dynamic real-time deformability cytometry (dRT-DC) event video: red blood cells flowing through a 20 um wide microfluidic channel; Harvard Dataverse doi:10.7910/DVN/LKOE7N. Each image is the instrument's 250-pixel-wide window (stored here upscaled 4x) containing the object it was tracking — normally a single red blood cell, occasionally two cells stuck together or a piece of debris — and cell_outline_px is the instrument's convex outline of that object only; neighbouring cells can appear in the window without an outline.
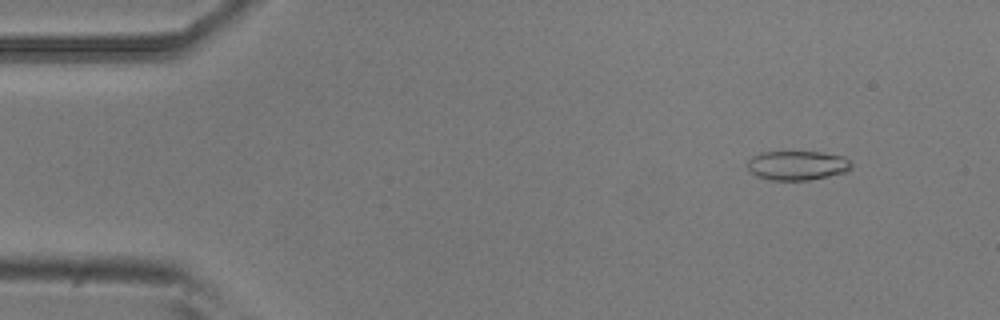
{"species": "common noctule bat (a hibernating species)", "species_latin": "Nyctalus noctula", "temperature_condition": "room temperature", "stored_images_in_passage": 55, "segment_of_instrument_passage": [1, 2], "camera_frame_rate_fps": 3000, "um_per_image_px": 0.085, "animal": {"sex": "male", "body_mass_g": 20.5, "forearm_length_mm": 52.5}, "frame": {"image": 1, "passage_image": 6, "time_ms": 1.667, "image_size_px": [1000, 320], "cell_outline_px": [[852, 168], [844, 172], [828, 176], [808, 180], [768, 180], [756, 176], [748, 168], [748, 160], [752, 156], [760, 152], [820, 152], [844, 156], [852, 164]], "centroid_in_image_um": [67.75, 14.06], "position_along_channel_um": 17.2, "area_um2": 17.74}}
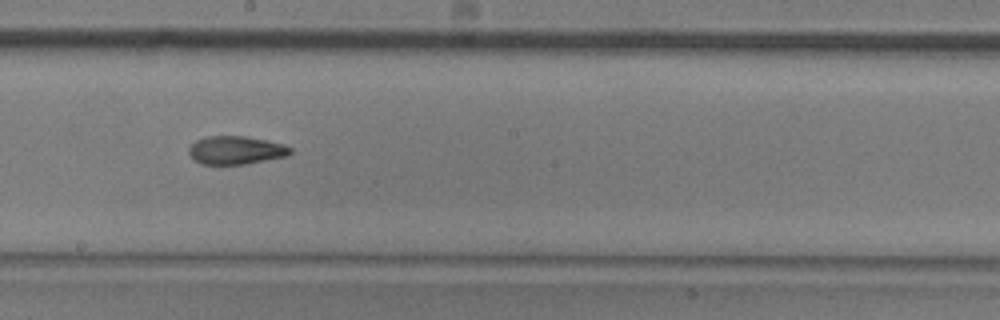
{"frame": {"image": 2, "passage_image": 30, "time_ms": 9.667, "image_size_px": [1000, 320], "cell_outline_px": [[292, 152], [288, 156], [248, 164], [200, 164], [188, 152], [188, 148], [196, 140], [208, 136], [244, 136], [264, 140], [280, 144], [292, 148]], "centroid_in_image_um": [20.05, 12.77], "position_along_channel_um": 228.1, "area_um2": 16.59}}
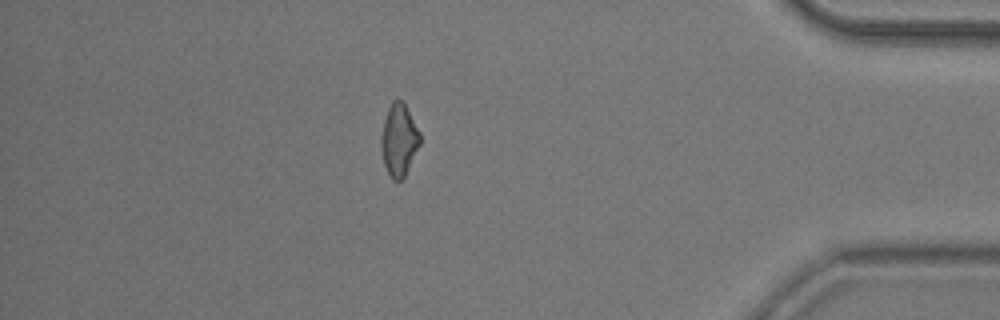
{"frame": {"image": 3, "passage_image": 47, "time_ms": 15.333, "image_size_px": [1000, 320], "cell_outline_px": [[420, 144], [404, 176], [400, 180], [392, 180], [384, 164], [380, 144], [380, 136], [384, 120], [388, 108], [392, 100], [400, 100], [404, 104], [420, 132]], "centroid_in_image_um": [33.89, 11.89], "position_along_channel_um": 401.3, "area_um2": 16.07}}